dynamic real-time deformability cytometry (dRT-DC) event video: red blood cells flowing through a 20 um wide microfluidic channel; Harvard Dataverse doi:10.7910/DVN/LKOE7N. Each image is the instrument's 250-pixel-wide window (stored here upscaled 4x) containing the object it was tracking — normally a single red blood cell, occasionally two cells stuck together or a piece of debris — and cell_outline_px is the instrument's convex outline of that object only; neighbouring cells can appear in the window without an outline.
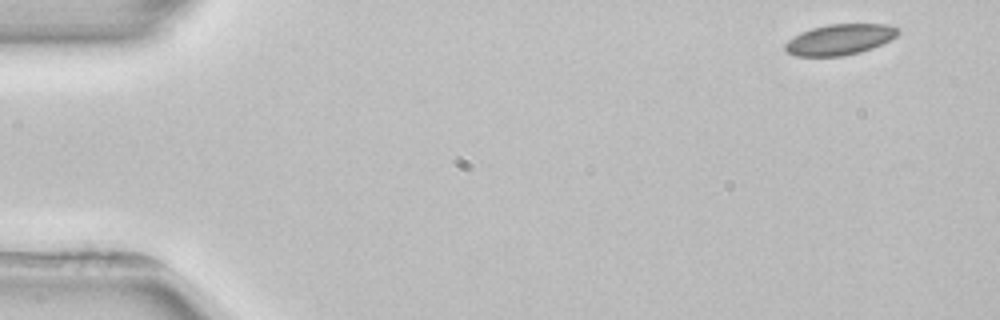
{"species": "common noctule bat (a hibernating species)", "species_latin": "Nyctalus noctula", "temperature_condition": "room temperature", "stored_images_in_passage": 4, "camera_frame_rate_fps": 3000, "um_per_image_px": 0.085, "animal": {"sex": "female", "body_mass_g": 22.7, "forearm_length_mm": 54.2}, "frame": {"image": 1, "passage_image": 1, "time_ms": 0.0, "image_size_px": [1000, 320], "cell_outline_px": [[900, 32], [896, 36], [872, 48], [860, 52], [840, 56], [796, 56], [788, 52], [784, 48], [784, 44], [788, 40], [800, 32], [812, 28], [828, 24], [888, 24], [900, 28]], "centroid_in_image_um": [71.37, 3.35], "position_along_channel_um": 13.6, "area_um2": 20.17}}